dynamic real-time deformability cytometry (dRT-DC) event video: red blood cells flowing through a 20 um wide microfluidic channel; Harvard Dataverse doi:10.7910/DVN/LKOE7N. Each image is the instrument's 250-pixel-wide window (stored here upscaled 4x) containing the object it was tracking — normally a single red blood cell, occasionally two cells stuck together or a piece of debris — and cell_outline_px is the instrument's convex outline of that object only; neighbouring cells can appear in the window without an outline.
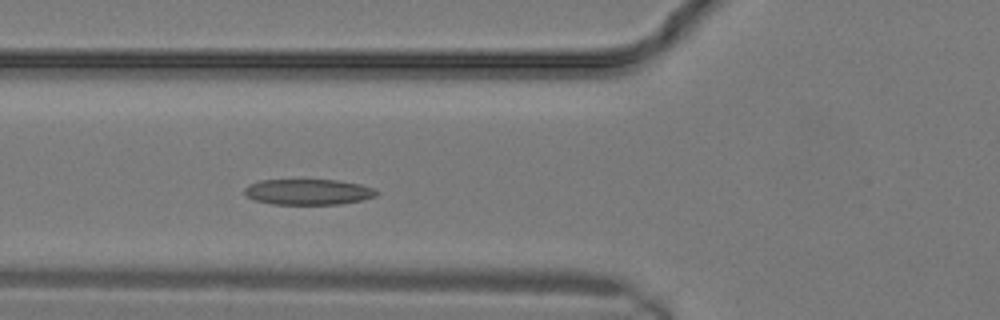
{"species": "common noctule bat (a hibernating species)", "species_latin": "Nyctalus noctula", "temperature_condition": "warm", "stored_images_in_passage": 7, "camera_frame_rate_fps": 3000, "um_per_image_px": 0.085, "animal": {"sex": "male", "body_mass_g": 19.2, "forearm_length_mm": 51.8}, "frame": {"image": 1, "passage_image": 7, "time_ms": 2.0, "image_size_px": [1000, 320], "cell_outline_px": [[380, 192], [376, 196], [360, 200], [340, 204], [272, 204], [256, 200], [248, 196], [244, 192], [244, 188], [248, 184], [260, 180], [336, 180], [360, 184], [376, 188]], "centroid_in_image_um": [26.22, 16.3], "position_along_channel_um": 99.6, "area_um2": 19.77}}